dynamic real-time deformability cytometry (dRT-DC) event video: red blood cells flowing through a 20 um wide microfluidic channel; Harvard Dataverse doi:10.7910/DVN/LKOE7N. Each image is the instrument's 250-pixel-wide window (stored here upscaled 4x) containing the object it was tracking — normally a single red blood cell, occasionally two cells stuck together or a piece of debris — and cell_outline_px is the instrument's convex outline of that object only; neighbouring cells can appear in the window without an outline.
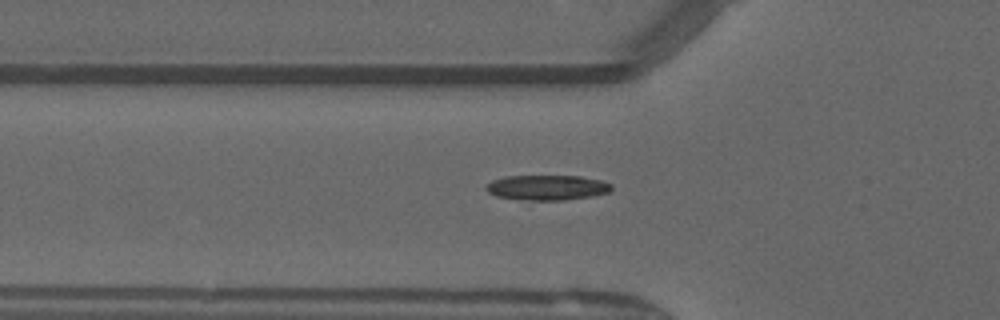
{"species": "common noctule bat (a hibernating species)", "species_latin": "Nyctalus noctula", "temperature_condition": "warm", "stored_images_in_passage": 34, "camera_frame_rate_fps": 3000, "um_per_image_px": 0.085, "animal": {"sex": "male", "forearm_length_mm": 52.5}, "frame": {"image": 1, "passage_image": 6, "time_ms": 1.667, "image_size_px": [1000, 320], "cell_outline_px": [[612, 188], [608, 192], [592, 196], [564, 200], [532, 200], [496, 196], [488, 192], [484, 188], [492, 180], [504, 176], [580, 176], [600, 180], [612, 184]], "centroid_in_image_um": [46.5, 15.93], "position_along_channel_um": 79.3, "area_um2": 18.21}}
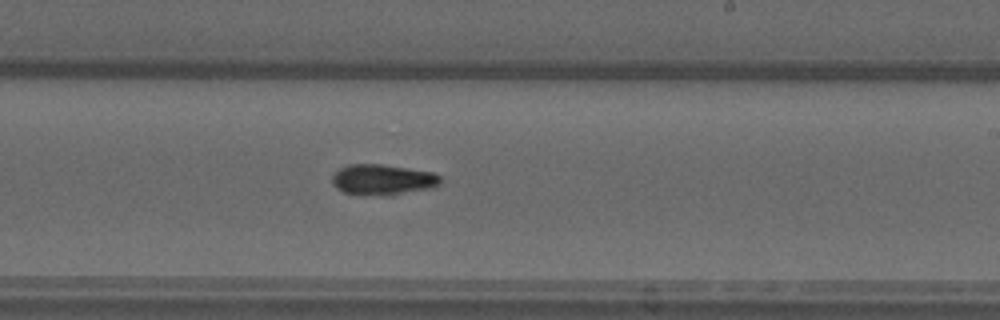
{"frame": {"image": 2, "passage_image": 19, "time_ms": 6.0, "image_size_px": [1000, 320], "cell_outline_px": [[444, 180], [440, 184], [432, 188], [392, 196], [384, 196], [344, 192], [336, 188], [332, 184], [332, 176], [340, 168], [348, 164], [380, 164], [436, 172]], "centroid_in_image_um": [32.59, 15.27], "position_along_channel_um": 256.4, "area_um2": 19.65}}
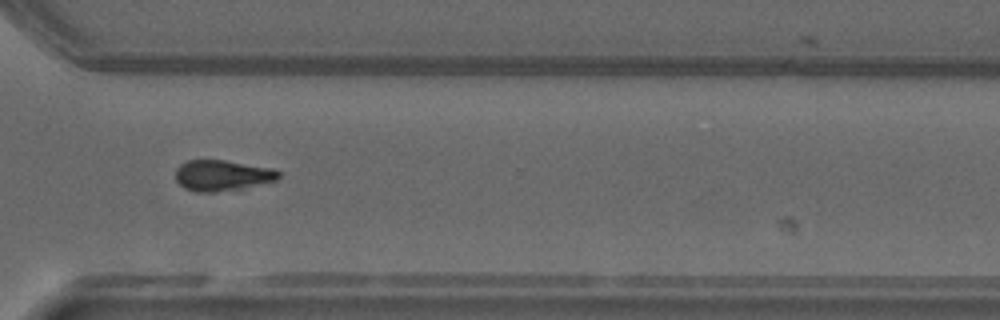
{"frame": {"image": 3, "passage_image": 26, "time_ms": 8.333, "image_size_px": [1000, 320], "cell_outline_px": [[280, 176], [276, 180], [240, 188], [216, 192], [196, 192], [184, 188], [176, 180], [176, 168], [180, 164], [188, 160], [224, 160], [272, 168], [280, 172]], "centroid_in_image_um": [18.85, 14.9], "position_along_channel_um": 351.7, "area_um2": 18.32}, "authors_computed_cell_mechanics": {"area_um2": 18.8717, "velocity_mm_per_s": 4.0813, "shape_relaxation_time_tau1_ms": 7.1117, "shape_relaxation_time_tau2_ms": null, "deformation_change_tau1": 0.1964, "deformation_change_tau2": null}}